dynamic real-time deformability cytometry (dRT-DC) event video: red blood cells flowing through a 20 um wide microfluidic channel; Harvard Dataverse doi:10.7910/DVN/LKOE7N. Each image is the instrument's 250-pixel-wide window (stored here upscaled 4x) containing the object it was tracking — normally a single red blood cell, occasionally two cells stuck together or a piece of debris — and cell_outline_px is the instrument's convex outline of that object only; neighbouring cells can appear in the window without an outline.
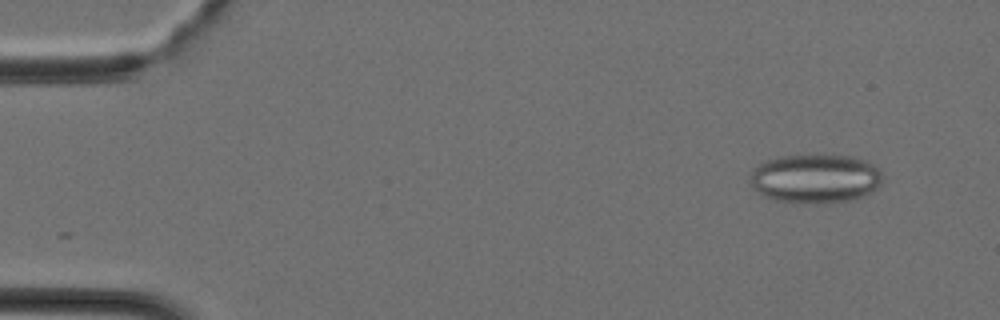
{"species": "Egyptian fruit bat (a non-hibernating species)", "species_latin": "Rousettus aegyptiacus", "temperature_condition": "cold", "stored_images_in_passage": 6, "camera_frame_rate_fps": 3000, "um_per_image_px": 0.085, "animal": {"sex": "female"}, "frame": {"image": 1, "passage_image": 2, "time_ms": 0.333, "image_size_px": [1000, 320], "cell_outline_px": [[880, 184], [876, 188], [864, 196], [852, 200], [824, 204], [776, 200], [764, 196], [752, 188], [752, 172], [760, 164], [776, 156], [852, 156], [868, 160], [876, 164], [880, 168]], "centroid_in_image_um": [69.35, 15.18], "position_along_channel_um": 15.6, "area_um2": 37.63}}